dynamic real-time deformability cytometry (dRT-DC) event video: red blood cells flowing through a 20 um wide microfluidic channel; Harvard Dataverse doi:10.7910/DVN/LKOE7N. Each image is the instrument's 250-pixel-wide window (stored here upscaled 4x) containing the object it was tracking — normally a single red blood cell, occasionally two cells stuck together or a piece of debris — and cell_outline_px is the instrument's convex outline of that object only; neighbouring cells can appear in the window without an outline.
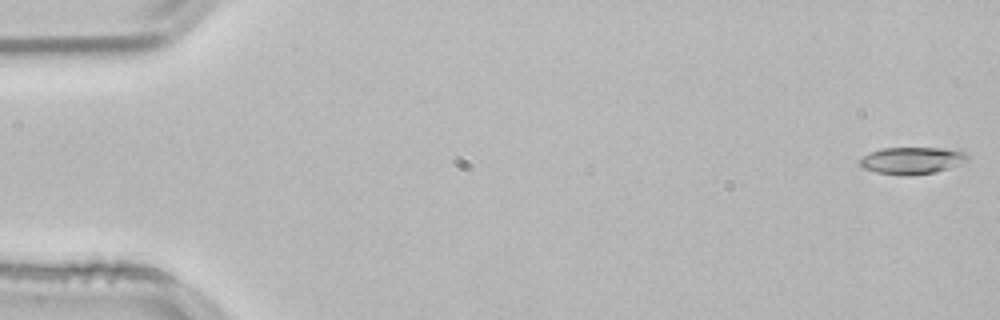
{"species": "common noctule bat (a hibernating species)", "species_latin": "Nyctalus noctula", "temperature_condition": "room temperature", "stored_images_in_passage": 53, "camera_frame_rate_fps": 3000, "um_per_image_px": 0.085, "animal": {"sex": "male", "body_mass_g": 21.5, "forearm_length_mm": 52.0}, "frame": {"image": 1, "passage_image": 1, "time_ms": 0.0, "image_size_px": [1000, 320], "cell_outline_px": [[968, 160], [948, 168], [936, 172], [908, 176], [876, 172], [864, 168], [860, 164], [860, 160], [864, 156], [872, 152], [884, 148], [940, 148], [964, 152], [968, 156]], "centroid_in_image_um": [77.52, 13.65], "position_along_channel_um": 7.5, "area_um2": 16.59}}
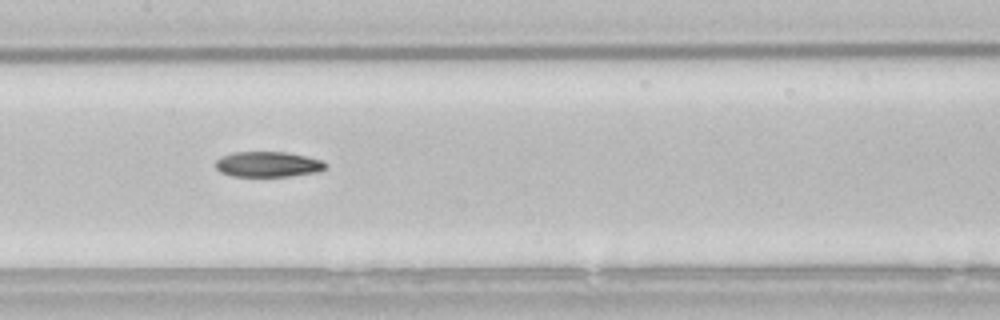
{"frame": {"image": 2, "passage_image": 26, "time_ms": 8.333, "image_size_px": [1000, 320], "cell_outline_px": [[328, 164], [324, 168], [316, 172], [288, 176], [232, 176], [220, 172], [216, 168], [216, 160], [220, 156], [232, 152], [288, 152], [324, 160]], "centroid_in_image_um": [22.77, 13.95], "position_along_channel_um": 184.6, "area_um2": 16.36}}
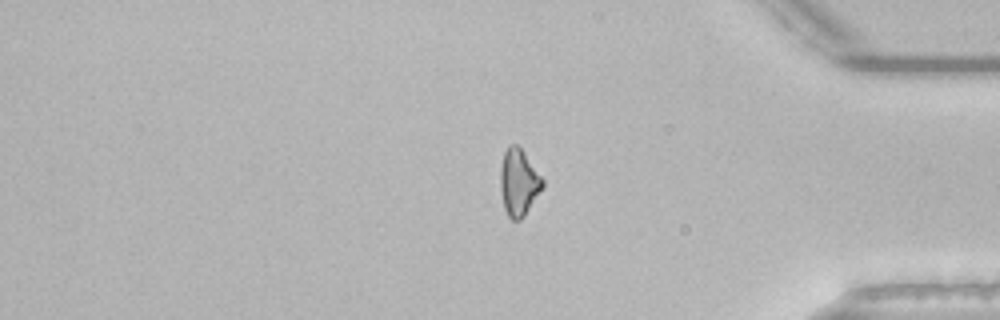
{"frame": {"image": 3, "passage_image": 44, "time_ms": 14.333, "image_size_px": [1000, 320], "cell_outline_px": [[544, 188], [524, 216], [520, 220], [512, 220], [508, 216], [504, 208], [500, 188], [500, 168], [504, 152], [508, 144], [516, 144], [524, 152], [544, 180]], "centroid_in_image_um": [44.09, 15.51], "position_along_channel_um": 391.1, "area_um2": 16.59}, "authors_computed_cell_mechanics": {"area_um2": 16.5308, "velocity_mm_per_s": 3.8516, "shape_relaxation_time_tau1_ms": 5.5337, "shape_relaxation_time_tau2_ms": null, "deformation_change_tau1": 0.1559, "deformation_change_tau2": null}}